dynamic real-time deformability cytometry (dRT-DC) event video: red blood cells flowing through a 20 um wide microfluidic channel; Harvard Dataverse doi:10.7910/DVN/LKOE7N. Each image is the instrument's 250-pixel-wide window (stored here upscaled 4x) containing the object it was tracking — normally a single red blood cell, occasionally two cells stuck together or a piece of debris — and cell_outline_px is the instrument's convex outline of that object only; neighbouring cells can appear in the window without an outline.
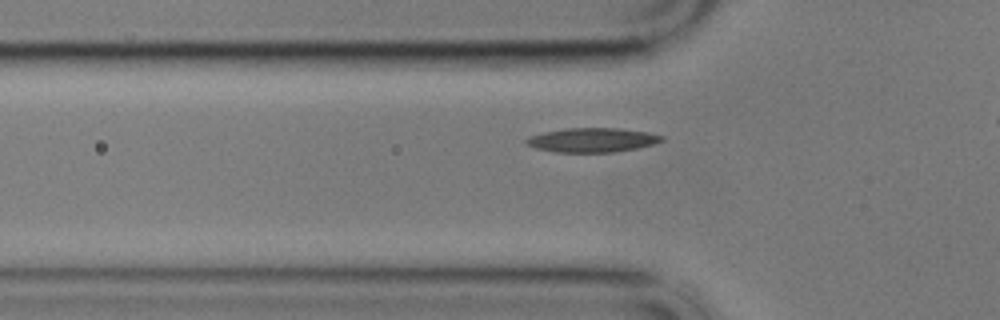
{"species": "common noctule bat (a hibernating species)", "species_latin": "Nyctalus noctula", "temperature_condition": "cold", "stored_images_in_passage": 41, "camera_frame_rate_fps": 3000, "um_per_image_px": 0.085, "animal": {"sex": "male", "body_mass_g": 17.9}, "frame": {"image": 1, "passage_image": 12, "time_ms": 3.667, "image_size_px": [1000, 320], "cell_outline_px": [[664, 140], [652, 144], [636, 148], [616, 152], [556, 152], [536, 148], [528, 144], [524, 140], [532, 136], [544, 132], [564, 128], [620, 128], [648, 132], [664, 136]], "centroid_in_image_um": [50.37, 11.89], "position_along_channel_um": 75.4, "area_um2": 19.02}}
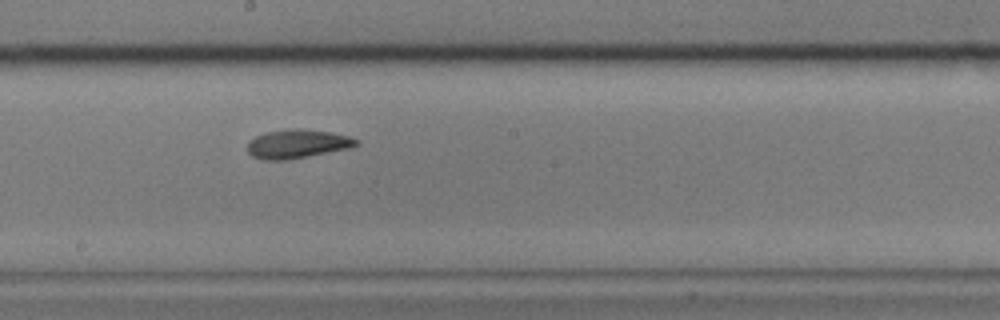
{"frame": {"image": 2, "passage_image": 25, "time_ms": 8.0, "image_size_px": [1000, 320], "cell_outline_px": [[360, 144], [352, 148], [288, 160], [264, 160], [252, 156], [248, 152], [248, 140], [256, 136], [268, 132], [288, 128], [300, 128], [328, 132], [348, 136], [360, 140]], "centroid_in_image_um": [25.3, 12.23], "position_along_channel_um": 222.9, "area_um2": 18.44}}
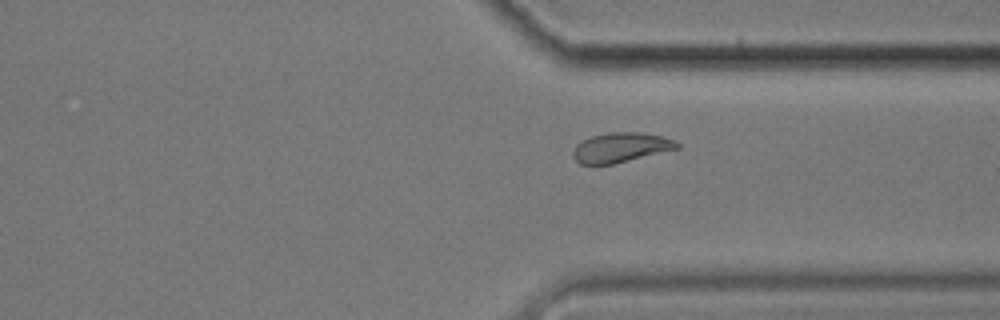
{"frame": {"image": 3, "passage_image": 37, "time_ms": 12.0, "image_size_px": [1000, 320], "cell_outline_px": [[680, 148], [612, 164], [580, 164], [572, 156], [572, 152], [576, 144], [592, 136], [612, 132], [644, 132], [664, 136], [676, 140], [680, 144]], "centroid_in_image_um": [52.8, 12.52], "position_along_channel_um": 358.6, "area_um2": 18.03}}